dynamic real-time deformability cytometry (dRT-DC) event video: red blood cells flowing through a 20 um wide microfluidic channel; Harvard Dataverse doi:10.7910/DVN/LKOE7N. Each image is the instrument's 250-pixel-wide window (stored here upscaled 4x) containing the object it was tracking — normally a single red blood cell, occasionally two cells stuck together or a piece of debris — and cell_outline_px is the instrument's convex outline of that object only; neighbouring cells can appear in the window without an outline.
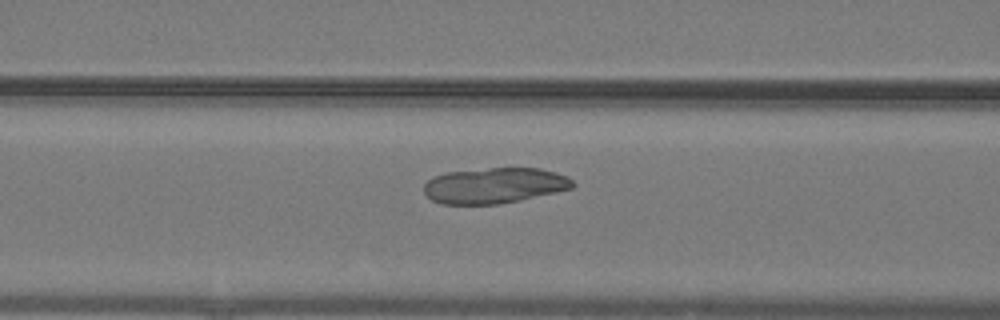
{"species": "common noctule bat (a hibernating species)", "species_latin": "Nyctalus noctula", "temperature_condition": "warm", "stored_images_in_passage": 14, "camera_frame_rate_fps": 3000, "um_per_image_px": 0.085, "animal": {"sex": "male", "body_mass_g": 19.2, "forearm_length_mm": 51.8}, "frame": {"image": 1, "passage_image": 12, "time_ms": 3.667, "image_size_px": [1000, 320], "cell_outline_px": [[576, 184], [572, 188], [556, 192], [520, 200], [500, 204], [440, 204], [432, 200], [424, 192], [424, 184], [428, 180], [444, 172], [488, 168], [540, 168], [556, 172], [568, 176]], "centroid_in_image_um": [42.04, 15.76], "position_along_channel_um": 124.6, "area_um2": 31.04}}